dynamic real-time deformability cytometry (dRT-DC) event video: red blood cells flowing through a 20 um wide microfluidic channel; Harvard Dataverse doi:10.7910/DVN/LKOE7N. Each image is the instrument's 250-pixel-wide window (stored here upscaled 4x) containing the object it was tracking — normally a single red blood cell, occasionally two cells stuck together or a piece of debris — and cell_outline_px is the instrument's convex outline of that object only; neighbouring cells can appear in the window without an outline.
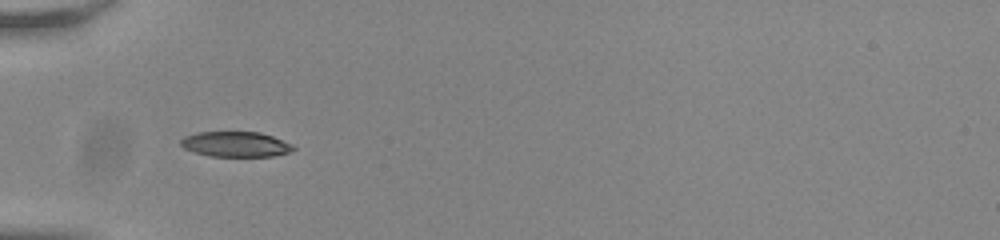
{"species": "common noctule bat (a hibernating species)", "species_latin": "Nyctalus noctula", "temperature_condition": "room temperature", "stored_images_in_passage": 37, "camera_frame_rate_fps": 3000, "um_per_image_px": 0.085, "animal": {"sex": "male", "body_mass_g": 20.0, "forearm_length_mm": 53.3}, "frame": {"image": 1, "passage_image": 1, "time_ms": 0.0, "image_size_px": [1000, 240], "cell_outline_px": [[296, 148], [288, 152], [272, 156], [212, 156], [196, 152], [184, 148], [180, 144], [180, 140], [184, 136], [196, 132], [260, 132], [272, 136], [292, 144]], "centroid_in_image_um": [20.02, 12.25], "position_along_channel_um": 65.0, "area_um2": 16.42}}
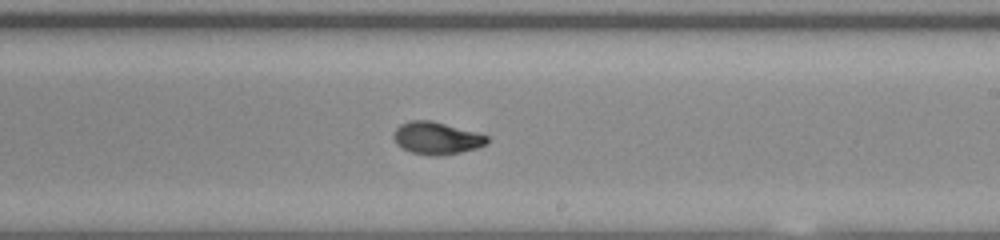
{"frame": {"image": 2, "passage_image": 16, "time_ms": 5.0, "image_size_px": [1000, 240], "cell_outline_px": [[488, 140], [484, 144], [476, 148], [460, 152], [440, 156], [428, 156], [412, 152], [396, 144], [396, 128], [400, 124], [412, 120], [432, 120], [476, 132], [488, 136]], "centroid_in_image_um": [37.12, 11.74], "position_along_channel_um": 251.9, "area_um2": 17.34}}
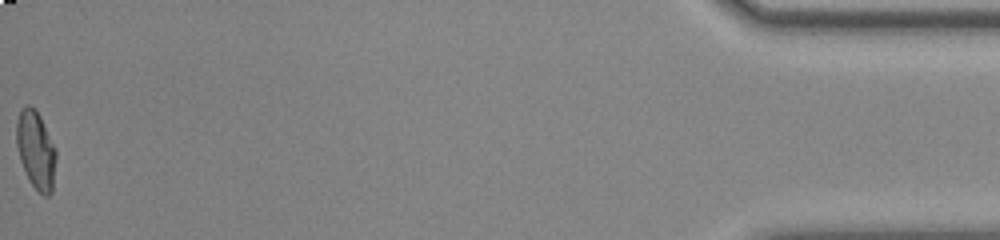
{"frame": {"image": 3, "passage_image": 37, "time_ms": 12.0, "image_size_px": [1000, 240], "cell_outline_px": [[56, 156], [52, 192], [48, 196], [44, 196], [28, 180], [20, 160], [16, 144], [16, 124], [20, 108], [28, 104], [36, 108], [56, 148]], "centroid_in_image_um": [3.04, 12.71], "position_along_channel_um": 432.2, "area_um2": 18.15}, "authors_computed_cell_mechanics": {"area_um2": 17.3978, "velocity_mm_per_s": 3.8225, "shape_relaxation_time_tau1_ms": 3.5889, "shape_relaxation_time_tau2_ms": 1.2043, "deformation_change_tau1": 0.1843, "deformation_change_tau2": 0.0559}}